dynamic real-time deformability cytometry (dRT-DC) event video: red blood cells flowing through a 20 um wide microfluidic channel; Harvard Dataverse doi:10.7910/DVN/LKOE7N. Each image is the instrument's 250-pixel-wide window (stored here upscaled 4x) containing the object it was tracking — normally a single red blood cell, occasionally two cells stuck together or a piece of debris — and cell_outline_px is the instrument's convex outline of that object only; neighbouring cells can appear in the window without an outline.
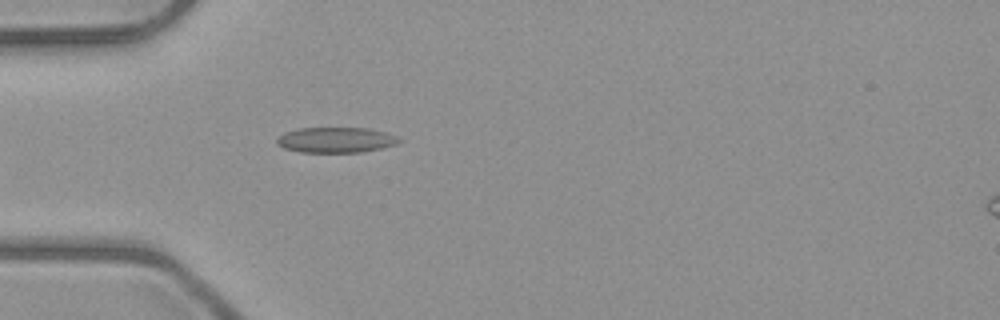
{"species": "common noctule bat (a hibernating species)", "species_latin": "Nyctalus noctula", "temperature_condition": "room temperature", "stored_images_in_passage": 4, "camera_frame_rate_fps": 3000, "um_per_image_px": 0.085, "animal": {"sex": "male", "body_mass_g": 23.1, "forearm_length_mm": 52.7}, "frame": {"image": 1, "passage_image": 4, "time_ms": 3.333, "image_size_px": [1000, 320], "cell_outline_px": [[400, 140], [396, 144], [380, 148], [360, 152], [300, 152], [284, 148], [276, 144], [276, 140], [284, 132], [300, 128], [368, 128], [384, 132], [396, 136]], "centroid_in_image_um": [28.51, 11.89], "position_along_channel_um": 56.5, "area_um2": 17.92}}